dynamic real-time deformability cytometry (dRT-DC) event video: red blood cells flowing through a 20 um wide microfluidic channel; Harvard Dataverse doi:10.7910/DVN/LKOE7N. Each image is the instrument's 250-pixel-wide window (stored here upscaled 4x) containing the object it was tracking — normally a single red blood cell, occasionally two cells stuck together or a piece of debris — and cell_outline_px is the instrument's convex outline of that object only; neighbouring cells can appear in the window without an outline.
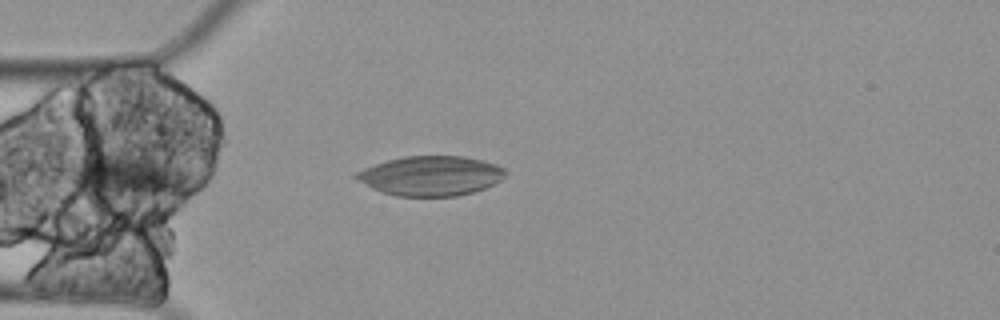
{"species": "Egyptian fruit bat (a non-hibernating species)", "species_latin": "Rousettus aegyptiacus", "temperature_condition": "cold", "stored_images_in_passage": 2, "camera_frame_rate_fps": 3000, "um_per_image_px": 0.085, "animal": {"sex": "female"}, "frame": {"image": 1, "passage_image": 1, "time_ms": 0.0, "image_size_px": [1000, 320], "cell_outline_px": [[508, 172], [500, 180], [484, 188], [472, 192], [456, 196], [396, 196], [372, 188], [352, 176], [356, 172], [364, 168], [388, 160], [404, 156], [464, 156], [484, 160], [496, 164], [504, 168]], "centroid_in_image_um": [36.63, 14.93], "position_along_channel_um": 48.4, "area_um2": 34.33}}